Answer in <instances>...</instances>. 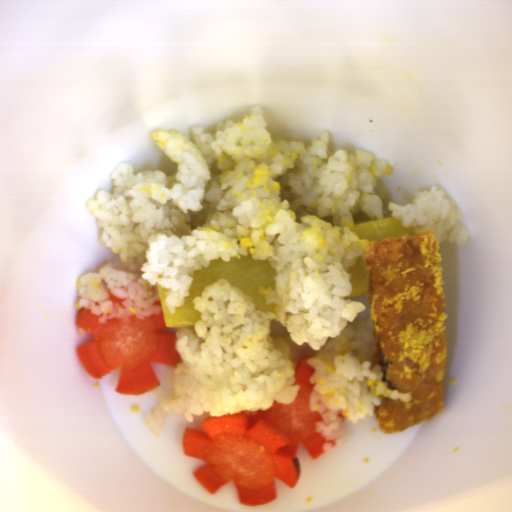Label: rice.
Wrapping results in <instances>:
<instances>
[{
  "instance_id": "652b925c",
  "label": "rice",
  "mask_w": 512,
  "mask_h": 512,
  "mask_svg": "<svg viewBox=\"0 0 512 512\" xmlns=\"http://www.w3.org/2000/svg\"><path fill=\"white\" fill-rule=\"evenodd\" d=\"M320 136L310 145L274 139L258 106L213 129L191 127L188 137L156 129L150 139L171 169L135 172L131 161L121 162L109 174L113 187L87 200L97 239L116 256L76 283L80 309L101 315L100 324L163 313L157 286L175 314L194 272L213 260L249 256L275 272L273 287H259L272 311L257 310L223 278L192 299L200 318L193 330L173 332L180 361L170 390L144 415L156 436L168 417L193 423L198 415L291 403L306 356L315 385L309 408L322 416L315 433L328 441L342 444L345 425L376 416L384 397L410 402L409 391L382 380L371 316L360 318L365 303L349 298V271L369 245L355 233L353 215L418 226L438 243L467 245L471 233L439 186L408 205L389 202L381 193L393 172L389 160L361 149L330 154V133Z\"/></svg>"
}]
</instances>
